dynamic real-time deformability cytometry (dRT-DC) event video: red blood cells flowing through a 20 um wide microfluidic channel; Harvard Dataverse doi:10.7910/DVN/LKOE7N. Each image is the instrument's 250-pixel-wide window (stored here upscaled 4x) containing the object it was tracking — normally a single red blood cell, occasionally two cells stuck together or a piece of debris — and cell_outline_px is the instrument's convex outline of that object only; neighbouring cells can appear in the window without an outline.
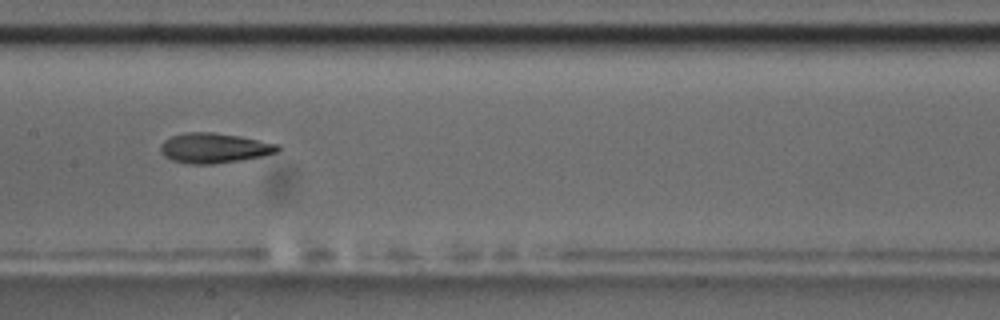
{"species": "common noctule bat (a hibernating species)", "species_latin": "Nyctalus noctula", "temperature_condition": "room temperature", "stored_images_in_passage": 10, "camera_frame_rate_fps": 3000, "um_per_image_px": 0.085, "animal": {"sex": "male", "body_mass_g": 17.5, "forearm_length_mm": 52.3}, "frame": {"image": 1, "passage_image": 9, "time_ms": 9.333, "image_size_px": [1000, 320], "cell_outline_px": [[280, 148], [276, 152], [264, 156], [240, 160], [212, 164], [192, 164], [172, 160], [164, 156], [160, 152], [160, 144], [164, 140], [172, 136], [184, 132], [212, 132], [240, 136], [280, 144]], "centroid_in_image_um": [18.2, 12.57], "position_along_channel_um": 189.2, "area_um2": 20.58}}